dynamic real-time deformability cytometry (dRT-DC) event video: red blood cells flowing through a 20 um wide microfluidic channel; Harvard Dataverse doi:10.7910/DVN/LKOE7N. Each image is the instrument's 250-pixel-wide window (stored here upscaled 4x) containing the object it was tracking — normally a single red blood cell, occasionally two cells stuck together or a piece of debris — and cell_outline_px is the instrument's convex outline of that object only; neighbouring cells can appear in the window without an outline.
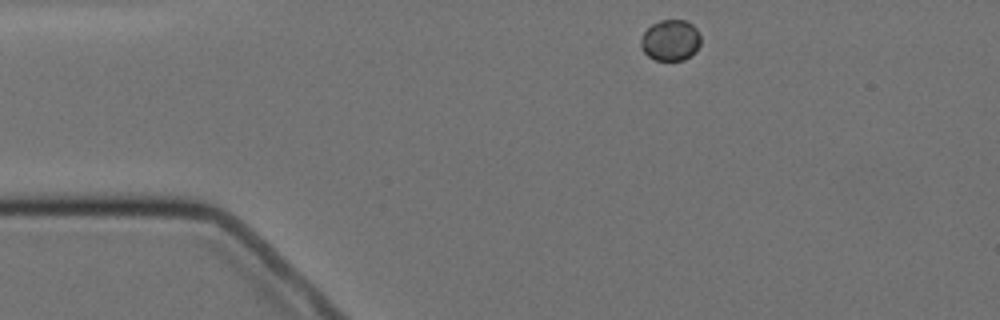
{"species": "Egyptian fruit bat (a non-hibernating species)", "species_latin": "Rousettus aegyptiacus", "temperature_condition": "cold", "stored_images_in_passage": 4, "camera_frame_rate_fps": 3000, "um_per_image_px": 0.085, "animal": {"sex": "female"}, "frame": {"image": 1, "passage_image": 1, "time_ms": 0.0, "image_size_px": [1000, 320], "cell_outline_px": [[700, 44], [696, 52], [684, 60], [656, 60], [648, 56], [640, 48], [640, 40], [644, 32], [652, 24], [660, 20], [684, 20], [692, 24], [696, 28], [700, 36]], "centroid_in_image_um": [56.99, 3.43], "position_along_channel_um": 28.0, "area_um2": 14.39}}
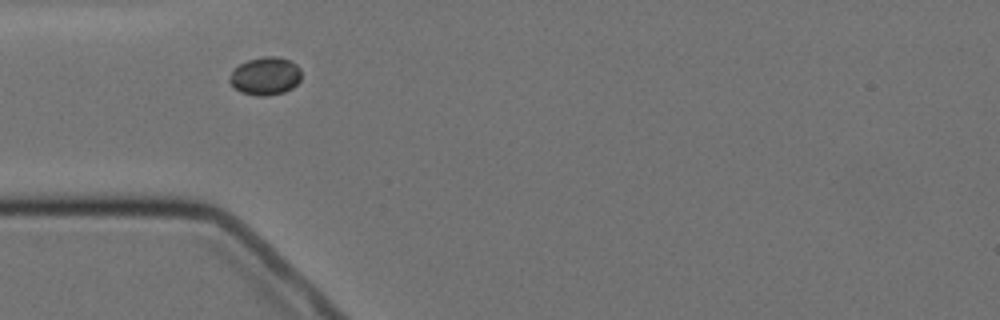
{"frame": {"image": 2, "passage_image": 3, "time_ms": 2.333, "image_size_px": [1000, 320], "cell_outline_px": [[300, 80], [292, 88], [284, 92], [264, 96], [256, 96], [240, 92], [228, 80], [232, 72], [240, 64], [248, 60], [264, 56], [276, 56], [288, 60], [296, 64], [300, 68]], "centroid_in_image_um": [22.56, 6.47], "position_along_channel_um": 62.4, "area_um2": 15.72}}
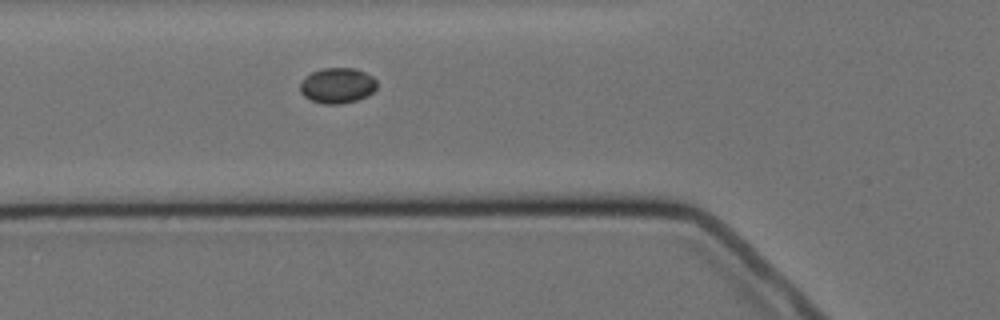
{"frame": {"image": 3, "passage_image": 4, "time_ms": 3.333, "image_size_px": [1000, 320], "cell_outline_px": [[376, 88], [372, 92], [356, 100], [340, 104], [324, 104], [312, 100], [304, 96], [300, 92], [300, 84], [304, 76], [312, 72], [324, 68], [352, 68], [364, 72], [372, 76], [376, 80]], "centroid_in_image_um": [28.64, 7.26], "position_along_channel_um": 97.2, "area_um2": 15.72}}